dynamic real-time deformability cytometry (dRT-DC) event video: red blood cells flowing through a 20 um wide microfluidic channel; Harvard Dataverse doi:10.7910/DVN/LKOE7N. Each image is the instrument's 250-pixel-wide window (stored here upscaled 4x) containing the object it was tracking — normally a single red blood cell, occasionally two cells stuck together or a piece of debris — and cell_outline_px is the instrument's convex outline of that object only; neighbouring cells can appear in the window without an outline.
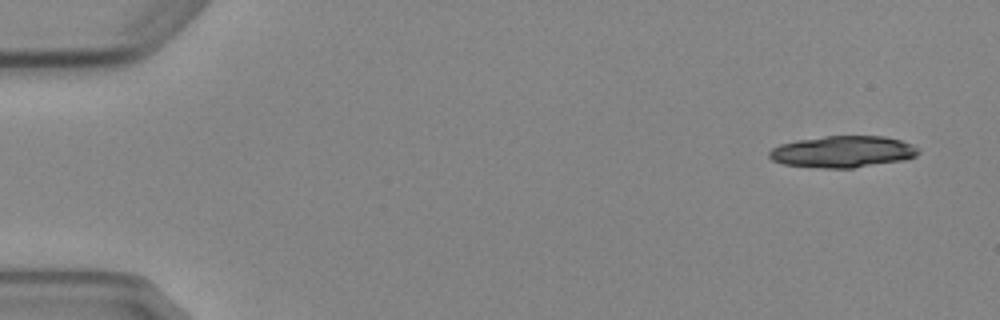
{"species": "Egyptian fruit bat (a non-hibernating species)", "species_latin": "Rousettus aegyptiacus", "temperature_condition": "cold", "stored_images_in_passage": 4, "camera_frame_rate_fps": 3000, "um_per_image_px": 0.085, "animal": {"sex": "female"}, "frame": {"image": 1, "passage_image": 1, "time_ms": 0.0, "image_size_px": [1000, 320], "cell_outline_px": [[920, 152], [916, 156], [904, 160], [852, 168], [824, 168], [784, 164], [772, 160], [768, 156], [768, 152], [772, 148], [780, 144], [796, 140], [824, 136], [884, 136], [900, 140], [912, 144], [920, 148]], "centroid_in_image_um": [71.65, 12.89], "position_along_channel_um": 13.4, "area_um2": 27.57}}